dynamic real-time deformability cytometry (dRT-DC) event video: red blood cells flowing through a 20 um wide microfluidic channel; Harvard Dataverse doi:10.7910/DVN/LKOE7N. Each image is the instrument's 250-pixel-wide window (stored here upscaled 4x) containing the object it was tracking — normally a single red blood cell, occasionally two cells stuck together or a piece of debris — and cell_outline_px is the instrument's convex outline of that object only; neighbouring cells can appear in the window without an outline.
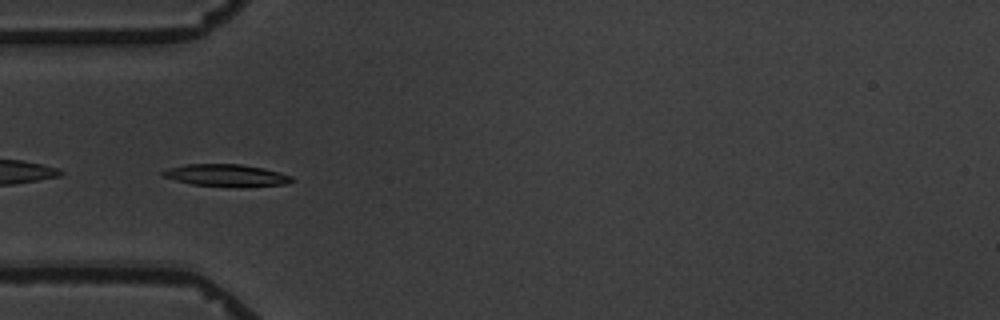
{"species": "common noctule bat (a hibernating species)", "species_latin": "Nyctalus noctula", "temperature_condition": "warm", "stored_images_in_passage": 14, "camera_frame_rate_fps": 3000, "um_per_image_px": 0.085, "animal": {"sex": "male", "body_mass_g": 19.5, "forearm_length_mm": 54.6}, "frame": {"image": 1, "passage_image": 4, "time_ms": 4.333, "image_size_px": [1000, 320], "cell_outline_px": [[292, 180], [288, 184], [240, 188], [192, 184], [160, 176], [160, 172], [168, 168], [188, 164], [240, 164], [264, 168], [280, 172], [292, 176]], "centroid_in_image_um": [19.25, 14.92], "position_along_channel_um": 65.7, "area_um2": 16.94}}
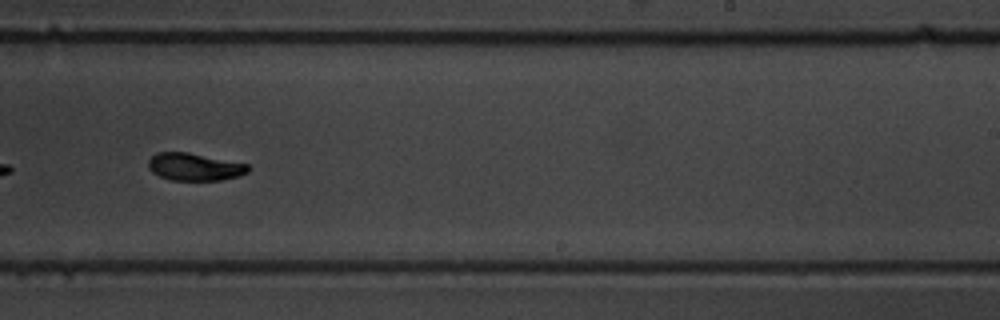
{"frame": {"image": 2, "passage_image": 9, "time_ms": 10.333, "image_size_px": [1000, 320], "cell_outline_px": [[248, 172], [236, 176], [220, 180], [172, 180], [160, 176], [152, 172], [148, 168], [148, 160], [156, 152], [188, 152], [248, 164]], "centroid_in_image_um": [16.49, 14.17], "position_along_channel_um": 272.5, "area_um2": 15.84}}
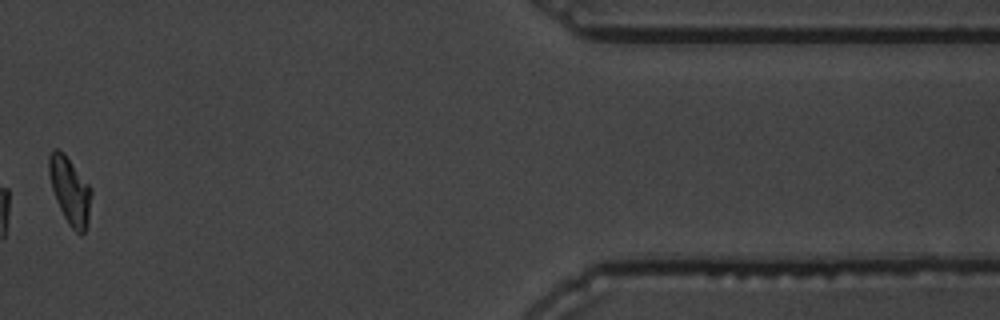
{"frame": {"image": 3, "passage_image": 13, "time_ms": 15.667, "image_size_px": [1000, 320], "cell_outline_px": [[92, 192], [88, 220], [84, 232], [80, 236], [68, 224], [56, 200], [52, 188], [48, 172], [48, 156], [52, 148], [56, 148], [64, 152], [92, 188]], "centroid_in_image_um": [5.94, 16.16], "position_along_channel_um": 405.5, "area_um2": 16.65}, "authors_computed_cell_mechanics": {"area_um2": 16.7909, "velocity_mm_per_s": 3.453, "shape_relaxation_time_tau1_ms": 1.5191, "shape_relaxation_time_tau2_ms": 2.1796, "deformation_change_tau1": 0.0842, "deformation_change_tau2": 0.0479}}